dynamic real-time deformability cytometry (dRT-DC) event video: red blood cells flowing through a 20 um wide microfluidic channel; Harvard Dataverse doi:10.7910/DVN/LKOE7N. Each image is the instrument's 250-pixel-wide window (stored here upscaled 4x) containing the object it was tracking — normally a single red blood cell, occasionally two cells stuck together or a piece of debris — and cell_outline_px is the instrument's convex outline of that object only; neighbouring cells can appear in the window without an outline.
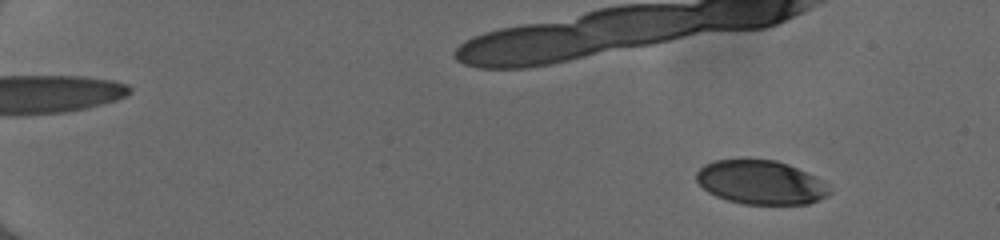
{"species": "human", "species_latin": "Homo sapiens", "temperature_condition": "cold", "stored_images_in_passage": 50, "camera_frame_rate_fps": 3000, "um_per_image_px": 0.085, "donor": {"sex": "female"}, "frame": {"image": 1, "passage_image": 7, "time_ms": 2.0, "image_size_px": [1000, 240], "cell_outline_px": [[832, 192], [828, 196], [808, 204], [744, 204], [728, 200], [716, 196], [708, 192], [696, 180], [696, 172], [704, 164], [716, 160], [776, 160], [788, 164], [816, 176], [828, 184]], "centroid_in_image_um": [64.7, 15.51], "position_along_channel_um": 20.3, "area_um2": 34.1}}